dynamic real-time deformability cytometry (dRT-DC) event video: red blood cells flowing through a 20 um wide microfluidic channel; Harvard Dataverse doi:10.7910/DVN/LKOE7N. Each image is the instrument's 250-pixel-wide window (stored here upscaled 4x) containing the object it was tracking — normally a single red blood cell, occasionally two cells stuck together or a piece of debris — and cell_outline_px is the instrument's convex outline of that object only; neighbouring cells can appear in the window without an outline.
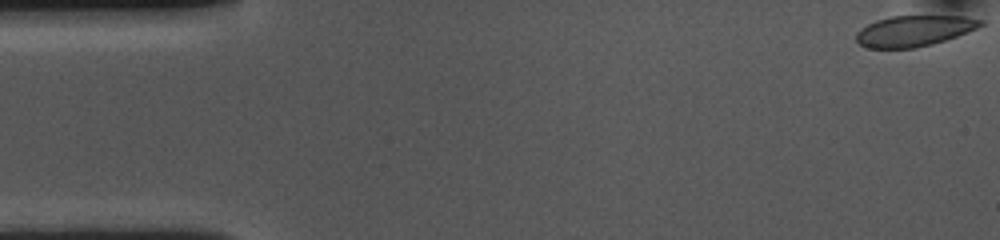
{"species": "common noctule bat (a hibernating species)", "species_latin": "Nyctalus noctula", "temperature_condition": "cold", "stored_images_in_passage": 54, "camera_frame_rate_fps": 3000, "um_per_image_px": 0.085, "animal": {"sex": "female", "body_mass_g": 10.0, "forearm_length_mm": 53.1}, "frame": {"image": 1, "passage_image": 1, "time_ms": 0.0, "image_size_px": [1000, 240], "cell_outline_px": [[984, 24], [976, 28], [956, 36], [932, 44], [916, 48], [864, 48], [856, 40], [856, 32], [860, 28], [876, 20], [892, 16], [964, 16], [984, 20]], "centroid_in_image_um": [77.66, 2.62], "position_along_channel_um": 7.3, "area_um2": 22.31}}
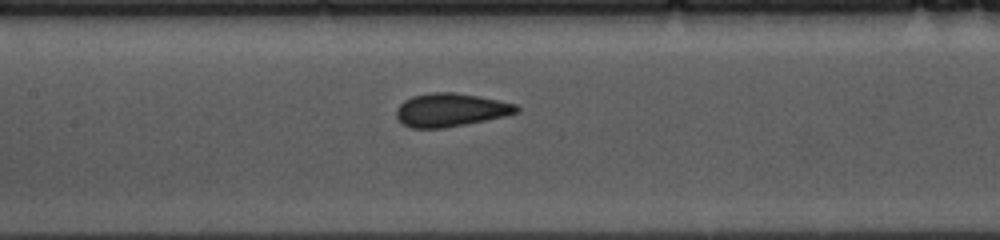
{"frame": {"image": 2, "passage_image": 24, "time_ms": 7.667, "image_size_px": [1000, 240], "cell_outline_px": [[520, 112], [504, 116], [444, 128], [412, 128], [400, 124], [396, 120], [396, 108], [404, 100], [412, 96], [432, 92], [452, 92], [476, 96], [516, 104], [520, 108]], "centroid_in_image_um": [38.24, 9.35], "position_along_channel_um": 169.2, "area_um2": 23.29}}
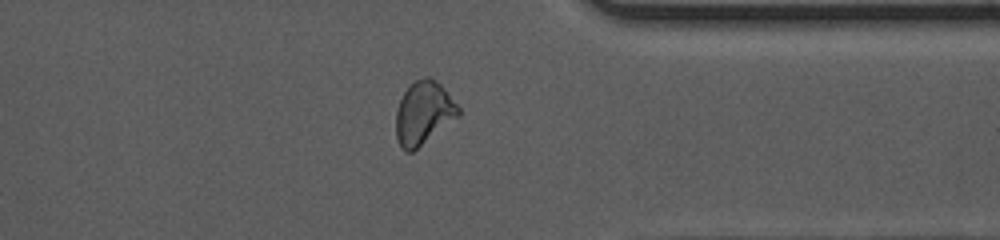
{"frame": {"image": 3, "passage_image": 42, "time_ms": 13.667, "image_size_px": [1000, 240], "cell_outline_px": [[460, 116], [412, 152], [404, 152], [400, 148], [396, 136], [396, 108], [404, 92], [416, 80], [424, 76], [428, 76], [436, 80], [440, 84], [460, 108]], "centroid_in_image_um": [36.0, 9.62], "position_along_channel_um": 375.4, "area_um2": 23.0}, "authors_computed_cell_mechanics": {"area_um2": 23.3223, "velocity_mm_per_s": 3.5852, "shape_relaxation_time_tau1_ms": 6.7331, "shape_relaxation_time_tau2_ms": 0.8001, "deformation_change_tau1": 0.133, "deformation_change_tau2": 0.0362}}